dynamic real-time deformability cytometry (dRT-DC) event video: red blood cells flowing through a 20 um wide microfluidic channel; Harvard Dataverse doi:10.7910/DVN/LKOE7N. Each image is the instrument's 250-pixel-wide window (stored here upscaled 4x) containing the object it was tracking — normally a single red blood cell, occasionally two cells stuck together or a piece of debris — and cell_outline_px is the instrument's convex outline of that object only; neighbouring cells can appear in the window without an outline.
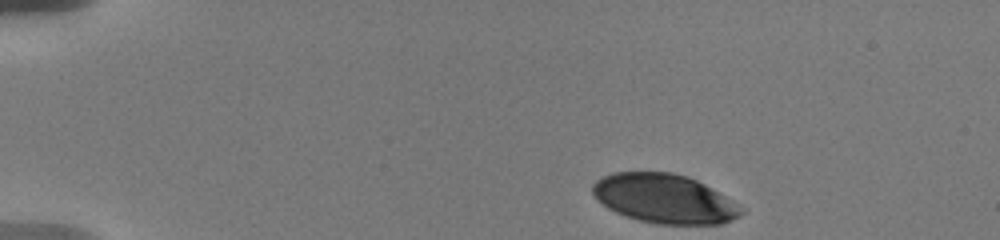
{"species": "human", "species_latin": "Homo sapiens", "temperature_condition": "warm", "stored_images_in_passage": 17, "camera_frame_rate_fps": 3000, "um_per_image_px": 0.085, "donor": {"sex": "male"}, "frame": {"image": 1, "passage_image": 1, "time_ms": 0.0, "image_size_px": [1000, 240], "cell_outline_px": [[744, 212], [740, 216], [720, 224], [656, 224], [624, 216], [608, 208], [596, 200], [592, 192], [592, 184], [596, 180], [612, 172], [672, 172], [688, 176], [704, 184], [732, 200]], "centroid_in_image_um": [56.43, 16.88], "position_along_channel_um": 28.6, "area_um2": 42.48}}
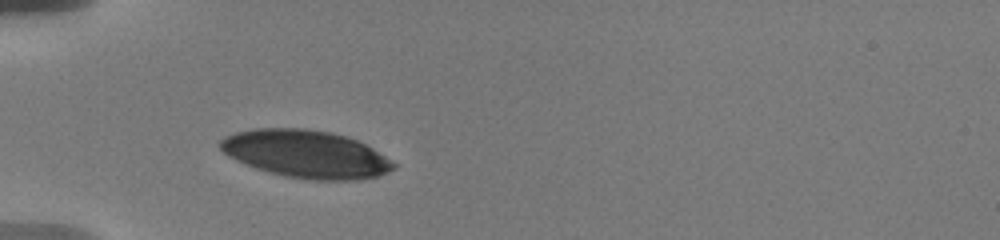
{"frame": {"image": 2, "passage_image": 16, "time_ms": 3.0, "image_size_px": [1000, 240], "cell_outline_px": [[396, 168], [388, 172], [376, 176], [360, 180], [308, 180], [284, 176], [268, 172], [256, 168], [236, 160], [228, 156], [220, 148], [220, 140], [224, 136], [236, 132], [260, 128], [304, 128], [328, 132], [344, 136], [356, 140], [372, 148], [396, 164]], "centroid_in_image_um": [25.99, 13.1], "position_along_channel_um": 59.0, "area_um2": 47.92}}